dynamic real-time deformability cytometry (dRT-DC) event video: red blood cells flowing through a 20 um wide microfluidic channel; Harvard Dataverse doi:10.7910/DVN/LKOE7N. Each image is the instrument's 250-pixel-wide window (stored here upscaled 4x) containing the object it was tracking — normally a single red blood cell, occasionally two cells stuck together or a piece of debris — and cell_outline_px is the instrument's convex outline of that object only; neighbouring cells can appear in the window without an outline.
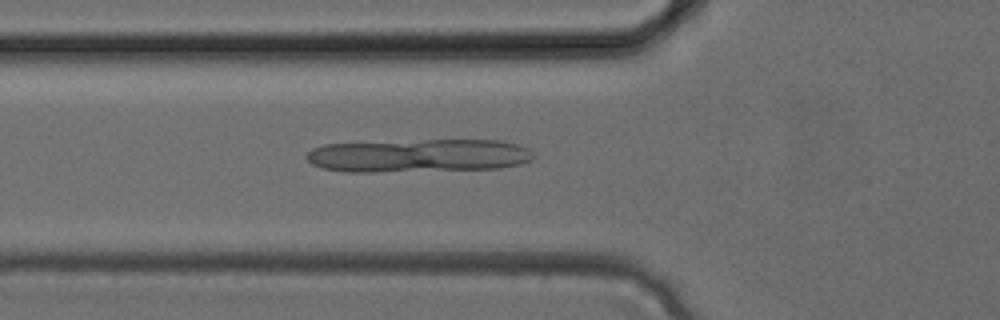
{"species": "common noctule bat (a hibernating species)", "species_latin": "Nyctalus noctula", "temperature_condition": "cold", "stored_images_in_passage": 25, "camera_frame_rate_fps": 3000, "um_per_image_px": 0.085, "animal": {"sex": "female", "body_mass_g": 24.6, "forearm_length_mm": 56.2}, "frame": {"image": 1, "passage_image": 4, "time_ms": 1.0, "image_size_px": [1000, 320], "cell_outline_px": [[536, 156], [532, 160], [520, 164], [500, 168], [372, 172], [348, 172], [320, 168], [312, 164], [304, 156], [312, 148], [324, 144], [428, 140], [500, 140], [516, 144], [528, 148]], "centroid_in_image_um": [35.58, 13.23], "position_along_channel_um": 90.2, "area_um2": 44.04}}
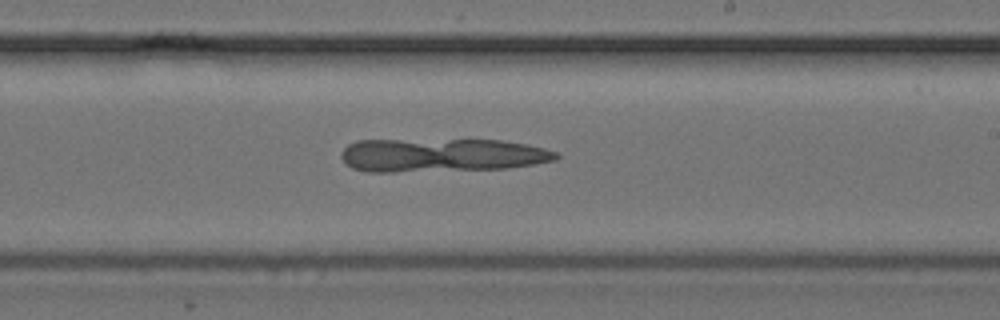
{"frame": {"image": 2, "passage_image": 12, "time_ms": 3.667, "image_size_px": [1000, 320], "cell_outline_px": [[560, 156], [556, 160], [532, 164], [504, 168], [392, 172], [368, 172], [352, 168], [344, 164], [340, 156], [340, 152], [348, 144], [356, 140], [500, 140], [528, 144], [544, 148], [556, 152]], "centroid_in_image_um": [37.48, 13.18], "position_along_channel_um": 251.5, "area_um2": 42.02}}
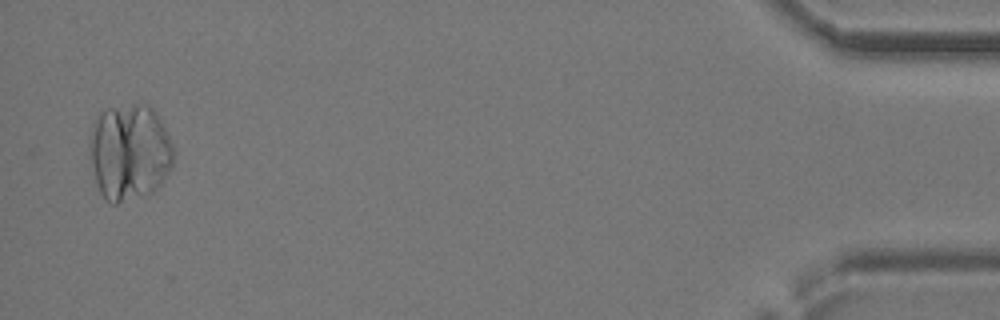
{"frame": {"image": 3, "passage_image": 25, "time_ms": 8.0, "image_size_px": [1000, 320], "cell_outline_px": [[172, 168], [160, 184], [152, 192], [116, 204], [112, 204], [104, 200], [96, 184], [88, 148], [88, 140], [92, 124], [100, 112], [108, 108], [136, 104], [144, 104], [152, 108], [156, 112], [172, 144]], "centroid_in_image_um": [10.96, 12.94], "position_along_channel_um": 424.2, "area_um2": 47.34}}